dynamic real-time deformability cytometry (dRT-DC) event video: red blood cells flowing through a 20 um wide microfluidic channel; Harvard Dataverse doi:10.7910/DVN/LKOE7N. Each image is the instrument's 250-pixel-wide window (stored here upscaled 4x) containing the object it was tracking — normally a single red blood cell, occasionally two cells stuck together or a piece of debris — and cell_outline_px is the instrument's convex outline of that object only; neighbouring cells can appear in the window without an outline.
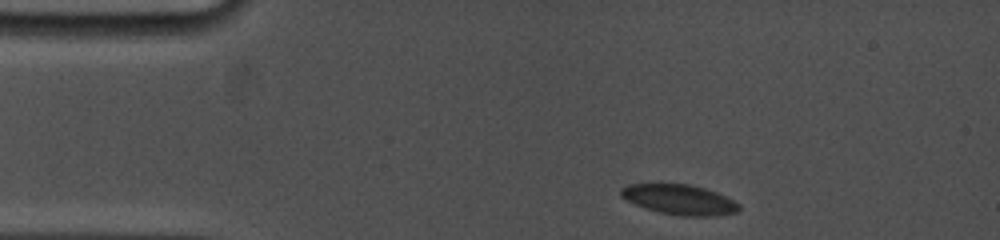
{"species": "common noctule bat (a hibernating species)", "species_latin": "Nyctalus noctula", "temperature_condition": "cold", "stored_images_in_passage": 7, "camera_frame_rate_fps": 5000, "um_per_image_px": 0.085, "animal": {"sex": "female", "body_mass_g": 19.0, "forearm_length_mm": 53.3}, "frame": {"image": 1, "passage_image": 1, "time_ms": 0.0, "image_size_px": [1000, 240], "cell_outline_px": [[740, 212], [716, 216], [680, 216], [660, 212], [644, 208], [620, 196], [620, 188], [628, 184], [692, 184], [716, 192], [740, 204]], "centroid_in_image_um": [57.77, 16.97], "position_along_channel_um": 27.2, "area_um2": 20.75}}
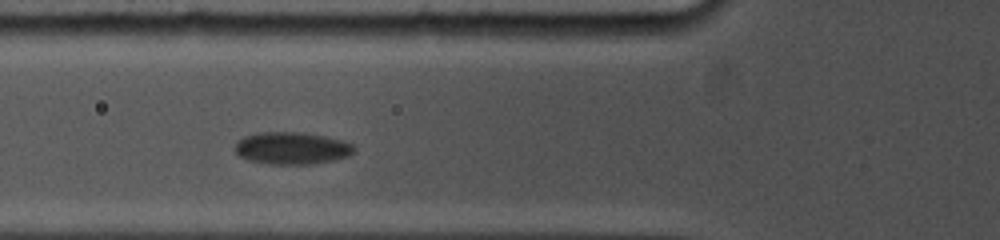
{"frame": {"image": 2, "passage_image": 4, "time_ms": 3.6, "image_size_px": [1000, 240], "cell_outline_px": [[356, 152], [348, 156], [332, 160], [312, 164], [268, 164], [248, 160], [240, 156], [236, 152], [236, 140], [244, 136], [256, 132], [304, 132], [324, 136], [340, 140], [352, 144], [356, 148]], "centroid_in_image_um": [24.8, 12.59], "position_along_channel_um": 101.0, "area_um2": 22.48}}
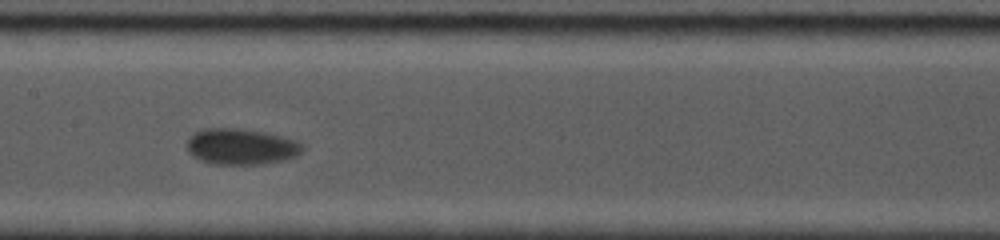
{"frame": {"image": 3, "passage_image": 6, "time_ms": 6.0, "image_size_px": [1000, 240], "cell_outline_px": [[304, 148], [296, 156], [288, 160], [264, 164], [212, 164], [200, 160], [192, 156], [188, 152], [188, 136], [204, 128], [240, 128], [268, 132], [296, 140], [304, 144]], "centroid_in_image_um": [20.53, 12.46], "position_along_channel_um": 186.9, "area_um2": 24.68}}